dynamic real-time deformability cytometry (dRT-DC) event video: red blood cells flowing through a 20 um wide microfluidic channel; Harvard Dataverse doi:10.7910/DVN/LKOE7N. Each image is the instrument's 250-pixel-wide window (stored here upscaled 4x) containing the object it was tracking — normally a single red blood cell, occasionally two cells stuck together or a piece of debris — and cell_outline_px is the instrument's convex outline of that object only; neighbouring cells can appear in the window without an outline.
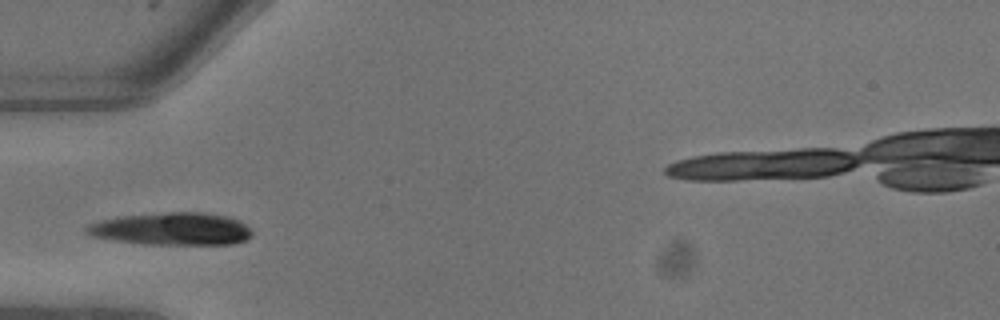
{"species": "common noctule bat (a hibernating species)", "species_latin": "Nyctalus noctula", "temperature_condition": "warm", "stored_images_in_passage": 2, "camera_frame_rate_fps": 3000, "um_per_image_px": 0.085, "animal": {"sex": "male", "body_mass_g": 13.3}, "frame": {"image": 1, "passage_image": 1, "time_ms": 0.0, "image_size_px": [1000, 320], "cell_outline_px": [[252, 236], [244, 240], [232, 244], [144, 244], [116, 240], [92, 236], [84, 232], [84, 228], [88, 224], [100, 220], [120, 216], [168, 212], [208, 212], [228, 216], [240, 220], [252, 232]], "centroid_in_image_um": [14.6, 19.44], "position_along_channel_um": 70.4, "area_um2": 31.44}}